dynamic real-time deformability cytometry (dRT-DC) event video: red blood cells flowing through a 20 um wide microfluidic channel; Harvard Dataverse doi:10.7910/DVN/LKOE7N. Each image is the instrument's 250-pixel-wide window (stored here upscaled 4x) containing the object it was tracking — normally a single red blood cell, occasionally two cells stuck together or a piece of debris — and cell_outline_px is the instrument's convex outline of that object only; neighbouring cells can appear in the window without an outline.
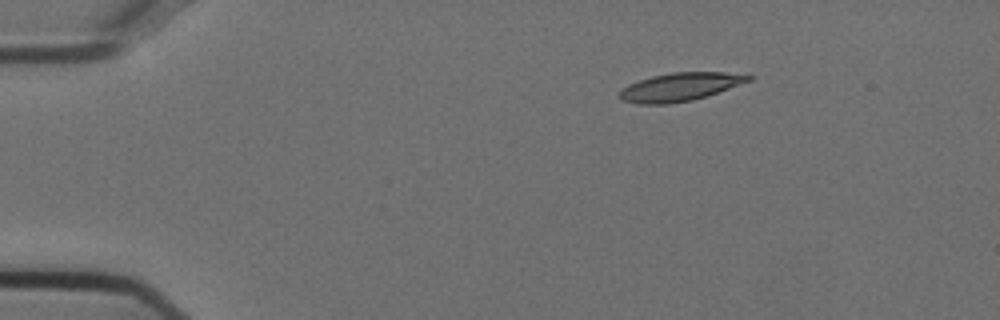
{"species": "Egyptian fruit bat (a non-hibernating species)", "species_latin": "Rousettus aegyptiacus", "temperature_condition": "cold", "stored_images_in_passage": 36, "camera_frame_rate_fps": 3000, "um_per_image_px": 0.085, "animal": {"sex": "female"}, "frame": {"image": 1, "passage_image": 1, "time_ms": 0.0, "image_size_px": [1000, 320], "cell_outline_px": [[756, 76], [752, 80], [692, 100], [668, 104], [636, 104], [620, 100], [620, 92], [628, 84], [652, 76], [672, 72], [724, 72]], "centroid_in_image_um": [57.78, 7.38], "position_along_channel_um": 27.2, "area_um2": 20.98}}
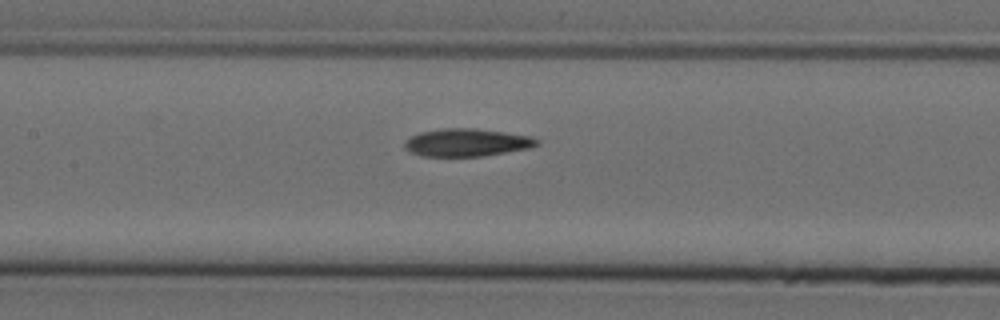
{"frame": {"image": 2, "passage_image": 18, "time_ms": 5.667, "image_size_px": [1000, 320], "cell_outline_px": [[540, 144], [532, 148], [480, 156], [420, 156], [408, 152], [404, 148], [404, 140], [420, 132], [444, 128], [476, 128], [532, 136], [540, 140]], "centroid_in_image_um": [39.68, 12.11], "position_along_channel_um": 167.7, "area_um2": 21.62}}
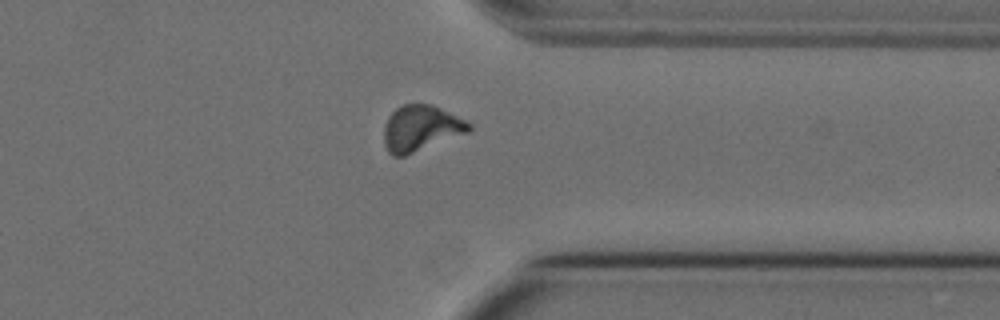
{"frame": {"image": 3, "passage_image": 35, "time_ms": 11.333, "image_size_px": [1000, 320], "cell_outline_px": [[472, 128], [468, 132], [404, 156], [392, 156], [388, 152], [384, 144], [384, 128], [388, 116], [396, 108], [404, 104], [432, 104], [472, 124]], "centroid_in_image_um": [35.74, 10.9], "position_along_channel_um": 375.7, "area_um2": 22.48}}